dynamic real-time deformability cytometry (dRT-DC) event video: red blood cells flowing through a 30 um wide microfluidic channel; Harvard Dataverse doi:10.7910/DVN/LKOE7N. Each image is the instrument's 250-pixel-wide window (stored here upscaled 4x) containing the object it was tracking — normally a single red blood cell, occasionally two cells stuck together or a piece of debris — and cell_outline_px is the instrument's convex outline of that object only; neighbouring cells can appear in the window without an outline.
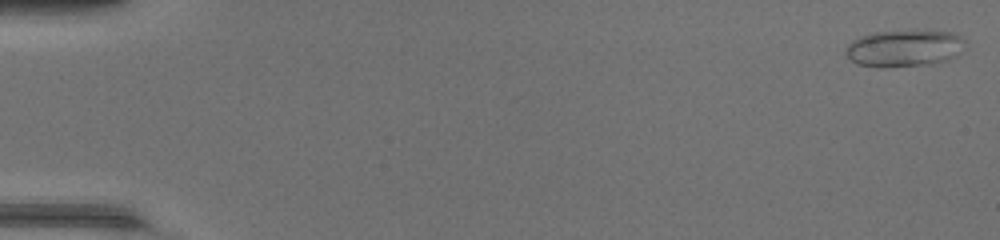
{"species": "common noctule bat (a hibernating species)", "species_latin": "Nyctalus noctula", "temperature_condition": "warm", "stored_images_in_passage": 48, "camera_frame_rate_fps": 3000, "um_per_image_px": 0.085, "animal": {"sex": "female", "body_mass_g": 17.0, "forearm_length_mm": 48.0}, "frame": {"image": 1, "passage_image": 1, "time_ms": 0.0, "image_size_px": [1000, 240], "cell_outline_px": [[968, 44], [956, 56], [948, 60], [932, 64], [880, 68], [876, 68], [856, 64], [844, 52], [844, 48], [852, 40], [860, 36], [872, 32], [916, 28], [952, 32], [960, 36]], "centroid_in_image_um": [76.87, 4.07], "position_along_channel_um": 8.1, "area_um2": 26.88}}
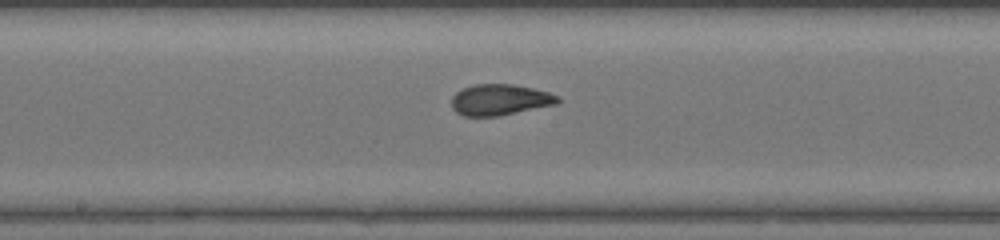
{"frame": {"image": 2, "passage_image": 26, "time_ms": 8.333, "image_size_px": [1000, 240], "cell_outline_px": [[560, 100], [556, 104], [496, 116], [464, 116], [456, 112], [452, 108], [452, 96], [456, 92], [472, 84], [512, 84], [532, 88], [548, 92], [560, 96]], "centroid_in_image_um": [42.47, 8.47], "position_along_channel_um": 205.7, "area_um2": 19.07}}
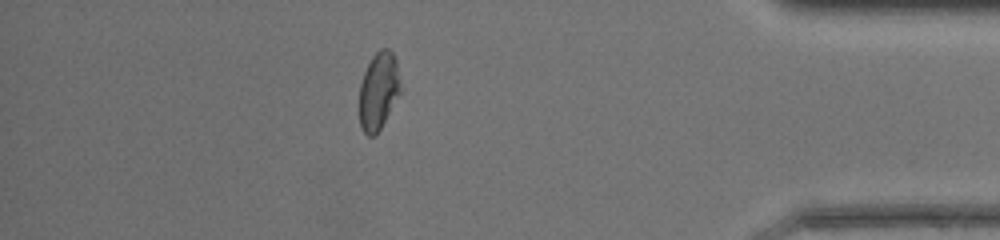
{"frame": {"image": 3, "passage_image": 42, "time_ms": 13.667, "image_size_px": [1000, 240], "cell_outline_px": [[400, 92], [380, 128], [372, 136], [368, 136], [364, 132], [360, 124], [360, 84], [364, 72], [372, 56], [380, 48], [388, 48], [392, 52], [396, 60]], "centroid_in_image_um": [32.16, 7.69], "position_along_channel_um": 403.0, "area_um2": 18.03}, "authors_computed_cell_mechanics": {"area_um2": 19.7676, "velocity_mm_per_s": 4.412, "shape_relaxation_time_tau1_ms": 9.3657, "shape_relaxation_time_tau2_ms": null, "deformation_change_tau1": 0.2573, "deformation_change_tau2": null}}